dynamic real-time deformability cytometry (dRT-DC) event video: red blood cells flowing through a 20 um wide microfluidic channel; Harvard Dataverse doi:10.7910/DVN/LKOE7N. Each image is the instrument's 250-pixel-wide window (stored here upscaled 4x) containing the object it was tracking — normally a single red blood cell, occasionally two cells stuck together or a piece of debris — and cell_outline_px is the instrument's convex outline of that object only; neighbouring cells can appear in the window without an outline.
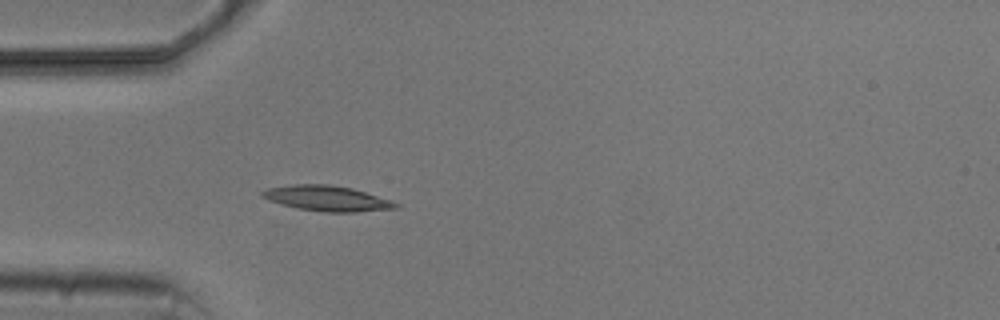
{"species": "common noctule bat (a hibernating species)", "species_latin": "Nyctalus noctula", "temperature_condition": "cold", "stored_images_in_passage": 3, "camera_frame_rate_fps": 3000, "um_per_image_px": 0.085, "animal": {"sex": "male", "body_mass_g": 20.5, "forearm_length_mm": 52.5}, "frame": {"image": 1, "passage_image": 3, "time_ms": 3.0, "image_size_px": [1000, 320], "cell_outline_px": [[400, 208], [356, 212], [324, 212], [296, 208], [280, 204], [268, 200], [260, 196], [260, 192], [268, 188], [292, 184], [332, 184], [352, 188], [392, 200], [400, 204]], "centroid_in_image_um": [27.81, 16.86], "position_along_channel_um": 57.2, "area_um2": 20.0}}